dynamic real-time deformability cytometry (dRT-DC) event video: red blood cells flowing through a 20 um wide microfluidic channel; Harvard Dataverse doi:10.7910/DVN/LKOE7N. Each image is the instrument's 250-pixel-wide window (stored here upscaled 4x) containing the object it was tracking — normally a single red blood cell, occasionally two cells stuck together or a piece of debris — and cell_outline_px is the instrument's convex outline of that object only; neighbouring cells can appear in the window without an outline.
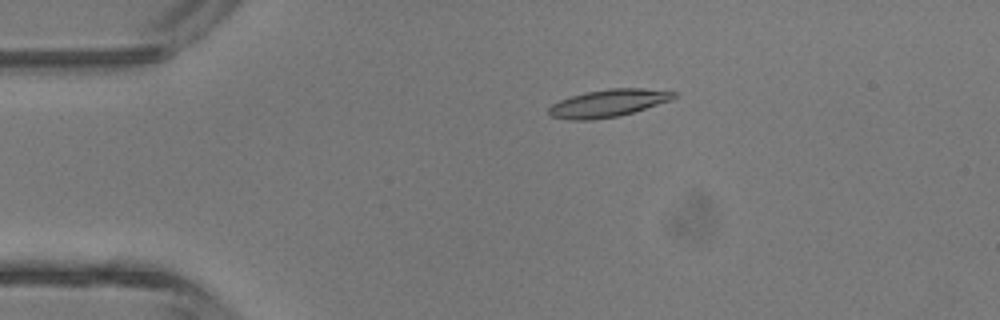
{"species": "common noctule bat (a hibernating species)", "species_latin": "Nyctalus noctula", "temperature_condition": "room temperature", "stored_images_in_passage": 4, "camera_frame_rate_fps": 3000, "um_per_image_px": 0.085, "animal": {"sex": "male", "body_mass_g": 13.3}, "frame": {"image": 1, "passage_image": 3, "time_ms": 2.333, "image_size_px": [1000, 320], "cell_outline_px": [[676, 96], [672, 100], [620, 116], [588, 120], [572, 120], [548, 116], [548, 108], [552, 104], [560, 100], [584, 92], [608, 88], [644, 88], [676, 92]], "centroid_in_image_um": [51.68, 8.77], "position_along_channel_um": 33.3, "area_um2": 20.11}}